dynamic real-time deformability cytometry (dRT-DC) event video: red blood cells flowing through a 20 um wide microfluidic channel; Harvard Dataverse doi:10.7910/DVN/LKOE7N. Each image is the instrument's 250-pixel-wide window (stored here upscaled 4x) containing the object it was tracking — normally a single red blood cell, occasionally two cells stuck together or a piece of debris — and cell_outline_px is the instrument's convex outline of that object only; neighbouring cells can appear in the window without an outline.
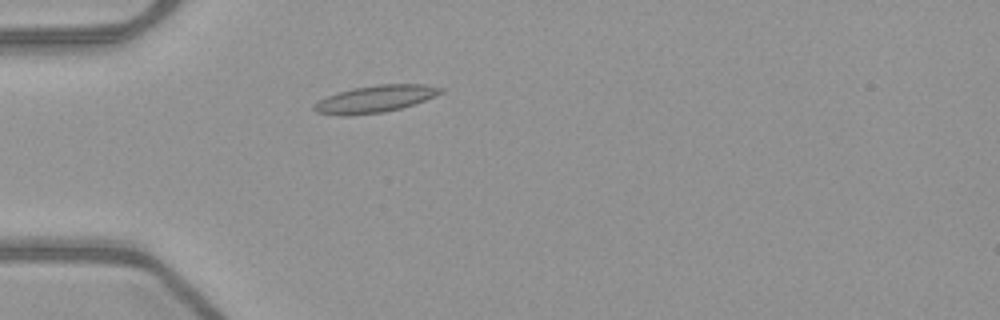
{"species": "common noctule bat (a hibernating species)", "species_latin": "Nyctalus noctula", "temperature_condition": "warm", "stored_images_in_passage": 48, "camera_frame_rate_fps": 3000, "um_per_image_px": 0.085, "animal": {"sex": "female", "body_mass_g": 21.9}, "frame": {"image": 1, "passage_image": 12, "time_ms": 3.667, "image_size_px": [1000, 320], "cell_outline_px": [[444, 92], [436, 96], [400, 108], [384, 112], [352, 116], [340, 116], [316, 112], [312, 108], [312, 104], [336, 92], [352, 88], [376, 84], [424, 84], [444, 88]], "centroid_in_image_um": [31.86, 8.41], "position_along_channel_um": 53.1, "area_um2": 20.17}}
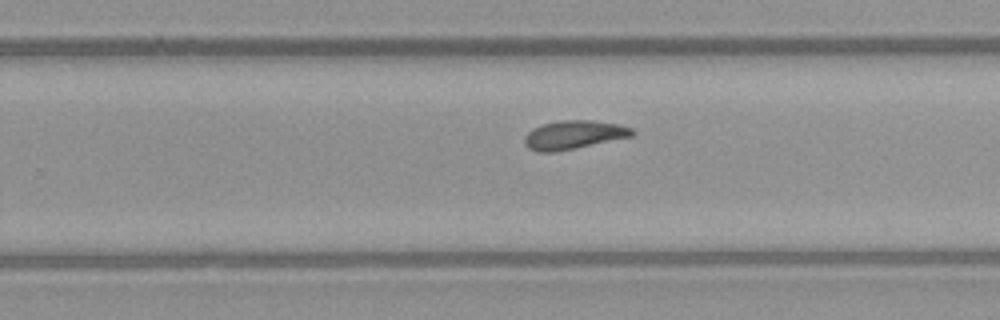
{"frame": {"image": 2, "passage_image": 30, "time_ms": 9.667, "image_size_px": [1000, 320], "cell_outline_px": [[636, 132], [632, 136], [576, 148], [552, 152], [536, 152], [528, 148], [524, 144], [524, 136], [532, 128], [544, 124], [560, 120], [592, 120], [620, 124], [632, 128]], "centroid_in_image_um": [48.76, 11.46], "position_along_channel_um": 281.0, "area_um2": 18.03}}
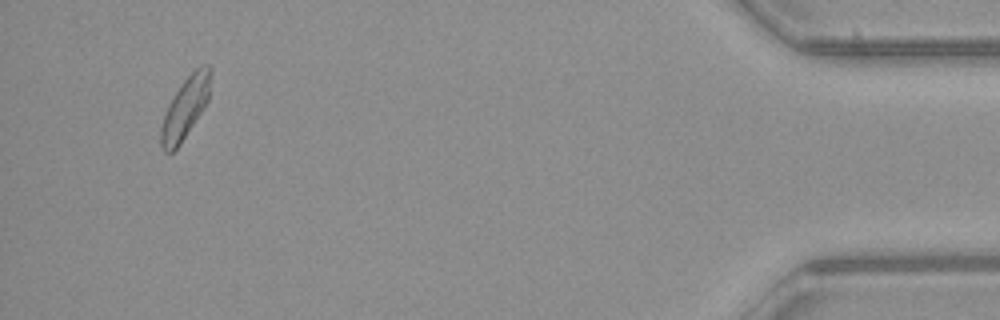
{"frame": {"image": 3, "passage_image": 46, "time_ms": 15.0, "image_size_px": [1000, 320], "cell_outline_px": [[212, 72], [208, 100], [204, 108], [180, 144], [172, 152], [164, 152], [160, 144], [160, 128], [168, 104], [184, 80], [200, 64], [208, 64], [212, 68]], "centroid_in_image_um": [15.76, 9.15], "position_along_channel_um": 419.4, "area_um2": 17.69}, "authors_computed_cell_mechanics": {"area_um2": 18.0914, "velocity_mm_per_s": 3.9847, "shape_relaxation_time_tau1_ms": 10.7793, "shape_relaxation_time_tau2_ms": 4.6986, "deformation_change_tau1": 0.2107, "deformation_change_tau2": 0.117}}